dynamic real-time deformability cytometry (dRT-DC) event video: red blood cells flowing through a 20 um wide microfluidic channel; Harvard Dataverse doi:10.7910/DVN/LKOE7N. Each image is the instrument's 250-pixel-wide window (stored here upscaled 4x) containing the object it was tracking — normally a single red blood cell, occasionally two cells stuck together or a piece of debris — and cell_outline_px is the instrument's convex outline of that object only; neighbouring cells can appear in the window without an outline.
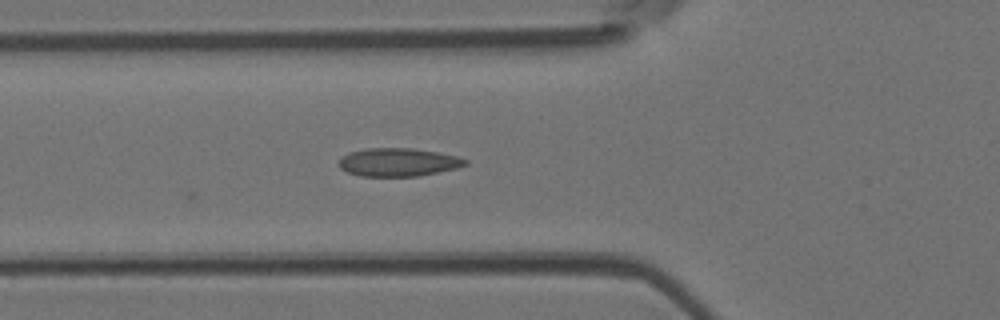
{"species": "Egyptian fruit bat (a non-hibernating species)", "species_latin": "Rousettus aegyptiacus", "temperature_condition": "room temperature", "stored_images_in_passage": 5, "camera_frame_rate_fps": 3000, "um_per_image_px": 0.085, "animal": {"sex": "female"}, "frame": {"image": 1, "passage_image": 5, "time_ms": 1.333, "image_size_px": [1000, 320], "cell_outline_px": [[468, 164], [456, 168], [416, 176], [360, 176], [348, 172], [340, 168], [336, 164], [340, 156], [352, 152], [368, 148], [412, 148], [436, 152], [456, 156], [468, 160]], "centroid_in_image_um": [33.8, 13.78], "position_along_channel_um": 92.0, "area_um2": 20.69}}